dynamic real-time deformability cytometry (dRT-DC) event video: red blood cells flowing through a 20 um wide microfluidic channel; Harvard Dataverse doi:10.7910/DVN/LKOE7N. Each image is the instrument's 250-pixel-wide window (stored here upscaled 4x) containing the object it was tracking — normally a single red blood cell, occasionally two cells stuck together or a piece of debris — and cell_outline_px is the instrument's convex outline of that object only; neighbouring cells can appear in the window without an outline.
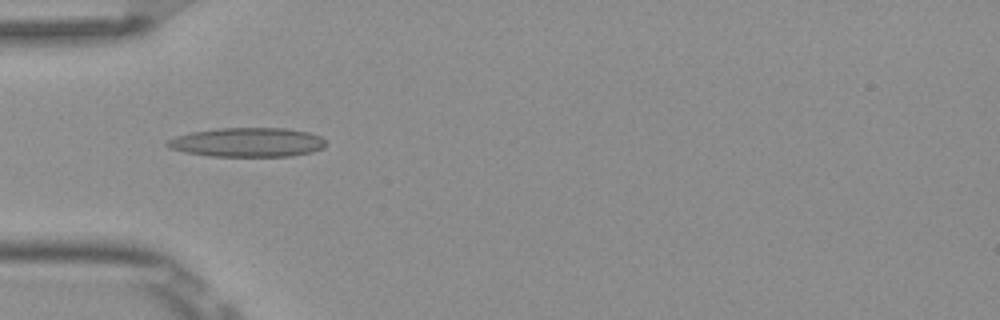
{"species": "Egyptian fruit bat (a non-hibernating species)", "species_latin": "Rousettus aegyptiacus", "temperature_condition": "room temperature", "stored_images_in_passage": 4, "camera_frame_rate_fps": 3000, "um_per_image_px": 0.085, "frame": {"image": 1, "passage_image": 1, "time_ms": 0.0, "image_size_px": [1000, 320], "cell_outline_px": [[324, 148], [312, 152], [292, 156], [208, 156], [184, 152], [168, 148], [164, 144], [168, 140], [176, 136], [192, 132], [216, 128], [288, 128], [308, 132], [320, 136], [324, 140]], "centroid_in_image_um": [21.01, 12.1], "position_along_channel_um": 64.0, "area_um2": 27.11}}
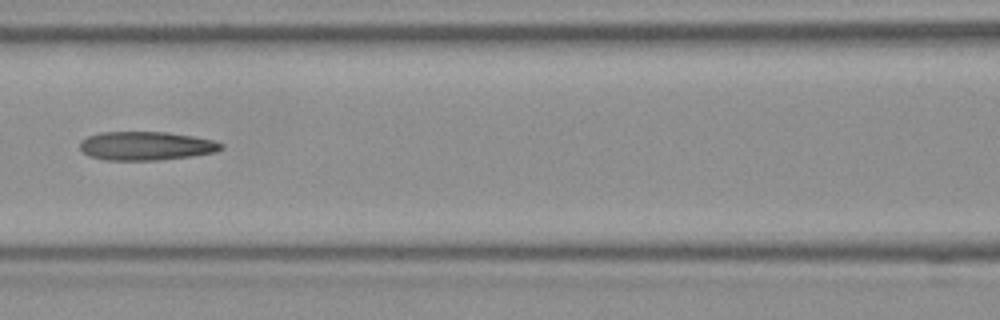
{"frame": {"image": 2, "passage_image": 3, "time_ms": 0.667, "image_size_px": [1000, 320], "cell_outline_px": [[224, 148], [216, 152], [192, 156], [160, 160], [104, 160], [88, 156], [80, 148], [80, 140], [88, 136], [100, 132], [168, 132], [192, 136], [212, 140], [224, 144]], "centroid_in_image_um": [12.41, 12.4], "position_along_channel_um": 154.2, "area_um2": 23.76}}
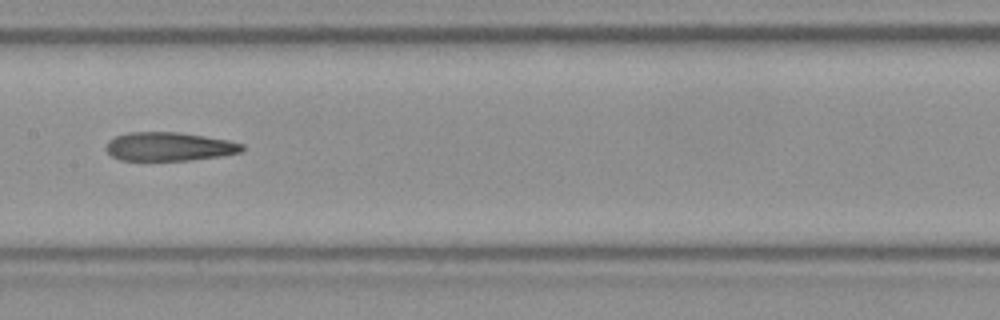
{"frame": {"image": 3, "passage_image": 4, "time_ms": 1.0, "image_size_px": [1000, 320], "cell_outline_px": [[244, 148], [240, 152], [220, 156], [188, 160], [120, 160], [112, 156], [104, 148], [108, 140], [116, 136], [128, 132], [180, 132], [228, 140], [244, 144]], "centroid_in_image_um": [14.35, 12.45], "position_along_channel_um": 193.1, "area_um2": 22.72}}